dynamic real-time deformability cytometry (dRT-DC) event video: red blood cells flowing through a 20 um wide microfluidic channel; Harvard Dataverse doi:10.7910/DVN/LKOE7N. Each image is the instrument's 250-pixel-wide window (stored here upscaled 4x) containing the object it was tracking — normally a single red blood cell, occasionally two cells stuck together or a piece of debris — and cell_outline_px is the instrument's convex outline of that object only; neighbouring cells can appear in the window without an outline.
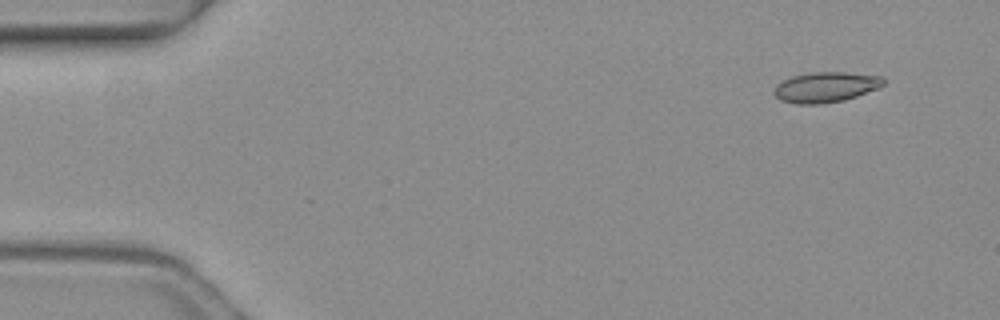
{"species": "common noctule bat (a hibernating species)", "species_latin": "Nyctalus noctula", "temperature_condition": "warm", "stored_images_in_passage": 5, "camera_frame_rate_fps": 3000, "um_per_image_px": 0.085, "animal": {"sex": "female", "body_mass_g": 19.3, "forearm_length_mm": 54.1}, "frame": {"image": 1, "passage_image": 2, "time_ms": 0.333, "image_size_px": [1000, 320], "cell_outline_px": [[884, 84], [880, 88], [844, 100], [820, 104], [796, 104], [780, 100], [772, 92], [776, 84], [792, 76], [812, 72], [844, 72], [880, 76], [884, 80]], "centroid_in_image_um": [70.16, 7.41], "position_along_channel_um": 14.8, "area_um2": 19.36}}
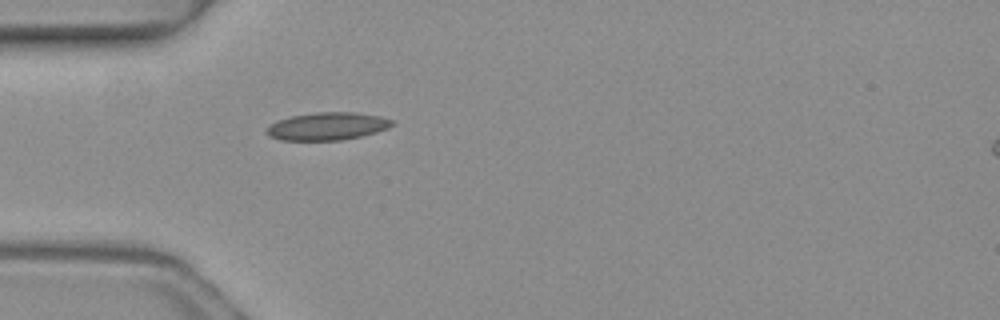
{"frame": {"image": 2, "passage_image": 5, "time_ms": 1.333, "image_size_px": [1000, 320], "cell_outline_px": [[396, 124], [388, 128], [376, 132], [360, 136], [340, 140], [280, 140], [268, 136], [264, 132], [268, 124], [288, 116], [316, 112], [356, 112], [380, 116], [392, 120]], "centroid_in_image_um": [27.78, 10.72], "position_along_channel_um": 57.2, "area_um2": 20.52}}